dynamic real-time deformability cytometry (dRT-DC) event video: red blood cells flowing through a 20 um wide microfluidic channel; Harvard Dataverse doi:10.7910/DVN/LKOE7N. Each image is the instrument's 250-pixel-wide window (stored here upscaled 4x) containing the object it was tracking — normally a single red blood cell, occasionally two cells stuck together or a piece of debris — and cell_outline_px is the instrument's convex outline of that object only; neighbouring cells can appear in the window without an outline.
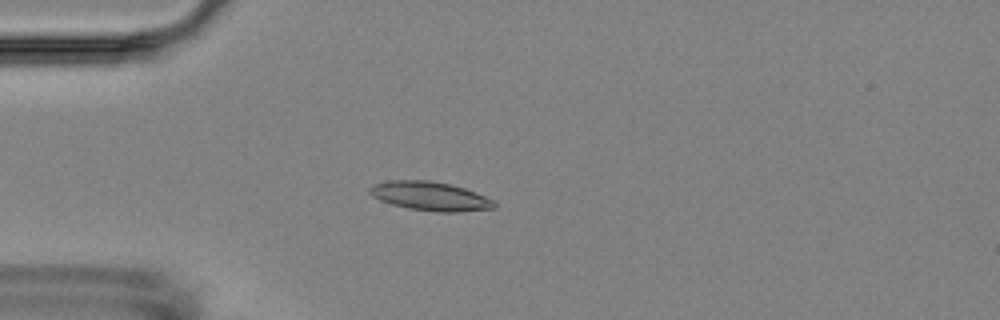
{"species": "Egyptian fruit bat (a non-hibernating species)", "species_latin": "Rousettus aegyptiacus", "temperature_condition": "room temperature", "stored_images_in_passage": 4, "camera_frame_rate_fps": 3000, "um_per_image_px": 0.085, "animal": {"sex": "female"}, "frame": {"image": 1, "passage_image": 4, "time_ms": 3.667, "image_size_px": [1000, 320], "cell_outline_px": [[496, 208], [456, 212], [436, 212], [408, 208], [392, 204], [380, 200], [372, 196], [368, 192], [368, 188], [376, 184], [388, 180], [428, 180], [448, 184], [464, 188], [476, 192], [492, 200], [496, 204]], "centroid_in_image_um": [36.55, 16.67], "position_along_channel_um": 48.5, "area_um2": 20.87}}